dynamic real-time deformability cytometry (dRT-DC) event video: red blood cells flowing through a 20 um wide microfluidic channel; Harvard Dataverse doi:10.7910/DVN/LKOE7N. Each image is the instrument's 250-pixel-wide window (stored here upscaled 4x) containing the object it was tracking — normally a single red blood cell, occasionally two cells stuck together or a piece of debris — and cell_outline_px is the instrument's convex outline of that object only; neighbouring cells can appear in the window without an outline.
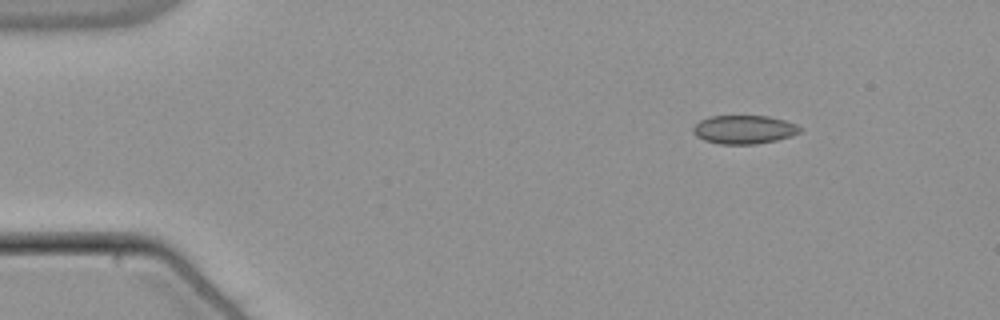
{"species": "common noctule bat (a hibernating species)", "species_latin": "Nyctalus noctula", "temperature_condition": "warm", "stored_images_in_passage": 47, "camera_frame_rate_fps": 3000, "um_per_image_px": 0.085, "animal": {"sex": "male", "body_mass_g": 21.5, "forearm_length_mm": 52.0}, "frame": {"image": 1, "passage_image": 1, "time_ms": 0.0, "image_size_px": [1000, 320], "cell_outline_px": [[804, 128], [800, 132], [792, 136], [776, 140], [756, 144], [720, 144], [704, 140], [696, 136], [692, 132], [692, 128], [700, 120], [708, 116], [768, 116], [784, 120], [796, 124]], "centroid_in_image_um": [63.25, 11.01], "position_along_channel_um": 21.8, "area_um2": 17.92}}
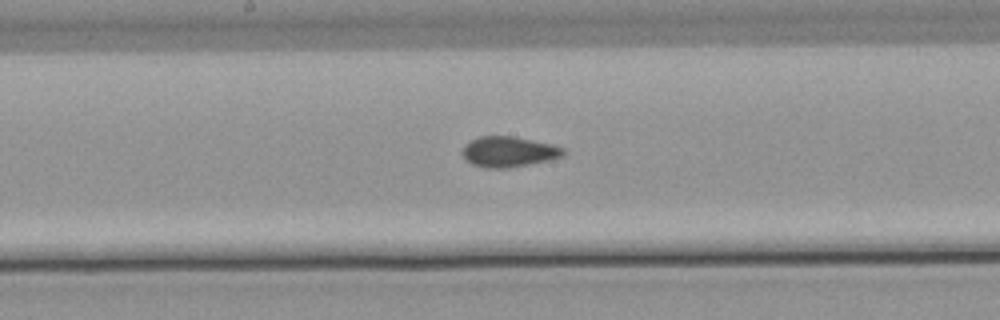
{"frame": {"image": 2, "passage_image": 22, "time_ms": 7.0, "image_size_px": [1000, 320], "cell_outline_px": [[564, 152], [560, 156], [548, 160], [508, 168], [488, 168], [472, 164], [460, 152], [472, 140], [480, 136], [512, 136], [552, 144], [564, 148]], "centroid_in_image_um": [43.23, 12.89], "position_along_channel_um": 205.0, "area_um2": 17.51}}
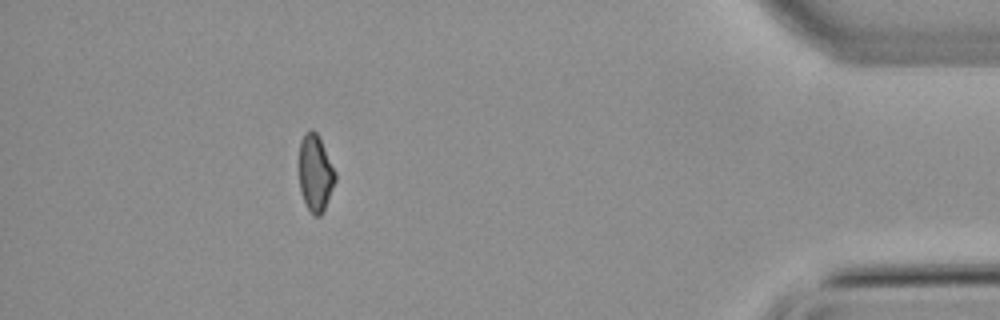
{"frame": {"image": 3, "passage_image": 42, "time_ms": 13.667, "image_size_px": [1000, 320], "cell_outline_px": [[336, 180], [324, 208], [320, 216], [312, 216], [300, 192], [300, 140], [312, 128], [316, 132], [336, 172]], "centroid_in_image_um": [26.81, 14.74], "position_along_channel_um": 408.4, "area_um2": 15.78}, "authors_computed_cell_mechanics": {"area_um2": 17.629, "velocity_mm_per_s": 3.8467, "shape_relaxation_time_tau1_ms": null, "shape_relaxation_time_tau2_ms": 1.8311, "deformation_change_tau1": null, "deformation_change_tau2": 0.0689}}